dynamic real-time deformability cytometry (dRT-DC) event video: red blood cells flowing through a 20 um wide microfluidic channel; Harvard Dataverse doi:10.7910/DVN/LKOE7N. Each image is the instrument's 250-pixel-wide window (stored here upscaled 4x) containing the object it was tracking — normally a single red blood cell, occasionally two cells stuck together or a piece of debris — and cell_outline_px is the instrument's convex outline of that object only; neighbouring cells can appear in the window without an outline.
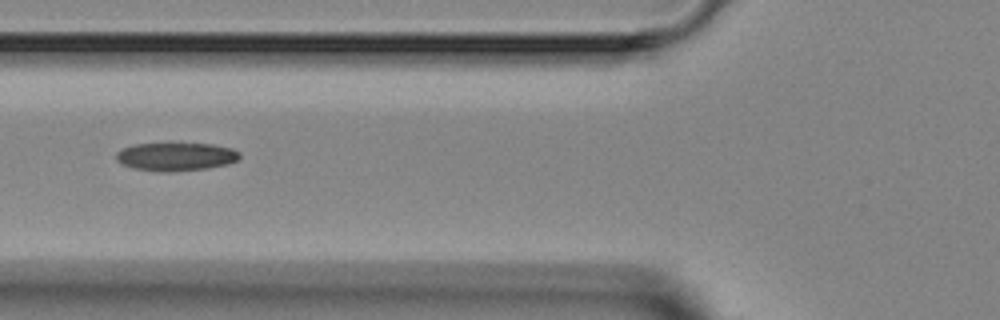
{"species": "Egyptian fruit bat (a non-hibernating species)", "species_latin": "Rousettus aegyptiacus", "temperature_condition": "room temperature", "stored_images_in_passage": 5, "camera_frame_rate_fps": 3000, "um_per_image_px": 0.085, "animal": {"sex": "female"}, "frame": {"image": 1, "passage_image": 4, "time_ms": 4.667, "image_size_px": [1000, 320], "cell_outline_px": [[240, 156], [236, 160], [228, 164], [204, 168], [172, 172], [156, 172], [132, 168], [120, 164], [116, 160], [116, 152], [124, 148], [136, 144], [212, 144], [232, 148], [240, 152]], "centroid_in_image_um": [14.92, 13.33], "position_along_channel_um": 110.9, "area_um2": 20.29}}
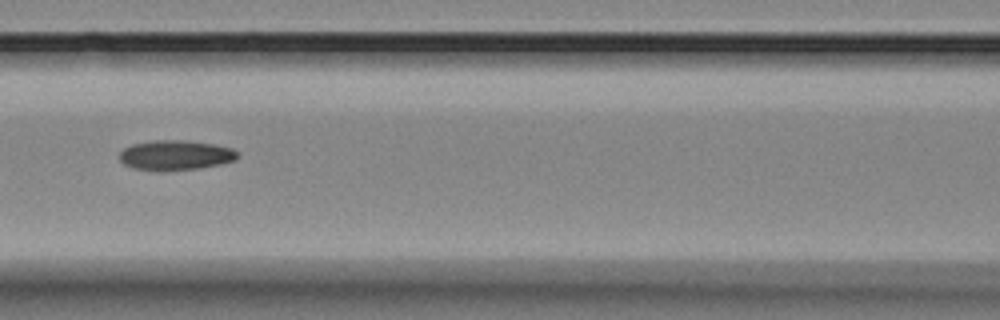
{"frame": {"image": 2, "passage_image": 5, "time_ms": 5.667, "image_size_px": [1000, 320], "cell_outline_px": [[240, 156], [236, 160], [220, 164], [200, 168], [160, 172], [156, 172], [132, 168], [124, 164], [120, 160], [120, 152], [124, 148], [132, 144], [156, 140], [184, 140], [216, 144], [232, 148], [240, 152]], "centroid_in_image_um": [14.94, 13.2], "position_along_channel_um": 151.7, "area_um2": 21.04}}